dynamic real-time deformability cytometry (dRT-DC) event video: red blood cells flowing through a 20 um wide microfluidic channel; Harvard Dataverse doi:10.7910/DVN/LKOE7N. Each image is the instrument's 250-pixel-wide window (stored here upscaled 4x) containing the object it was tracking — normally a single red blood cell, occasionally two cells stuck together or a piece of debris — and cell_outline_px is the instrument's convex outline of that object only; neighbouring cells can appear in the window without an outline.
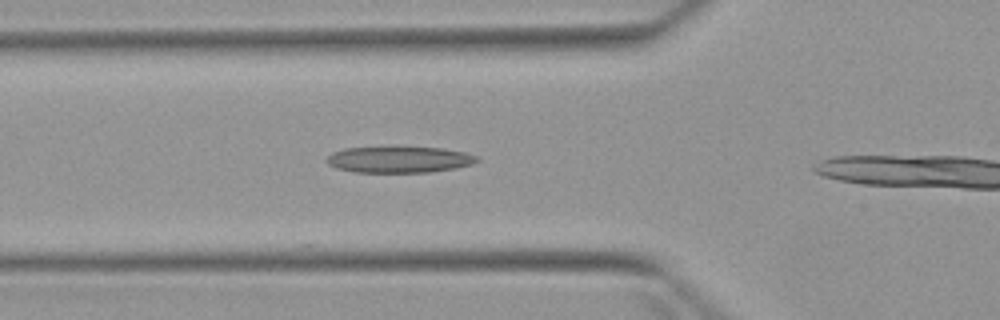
{"species": "Egyptian fruit bat (a non-hibernating species)", "species_latin": "Rousettus aegyptiacus", "temperature_condition": "warm", "stored_images_in_passage": 7, "camera_frame_rate_fps": 3000, "um_per_image_px": 0.085, "animal": {"sex": "female"}, "frame": {"image": 1, "passage_image": 2, "time_ms": 1.0, "image_size_px": [1000, 320], "cell_outline_px": [[480, 160], [472, 164], [456, 168], [428, 172], [356, 172], [336, 168], [328, 164], [324, 160], [332, 152], [344, 148], [440, 148], [464, 152], [476, 156]], "centroid_in_image_um": [33.9, 13.57], "position_along_channel_um": 91.9, "area_um2": 22.66}}